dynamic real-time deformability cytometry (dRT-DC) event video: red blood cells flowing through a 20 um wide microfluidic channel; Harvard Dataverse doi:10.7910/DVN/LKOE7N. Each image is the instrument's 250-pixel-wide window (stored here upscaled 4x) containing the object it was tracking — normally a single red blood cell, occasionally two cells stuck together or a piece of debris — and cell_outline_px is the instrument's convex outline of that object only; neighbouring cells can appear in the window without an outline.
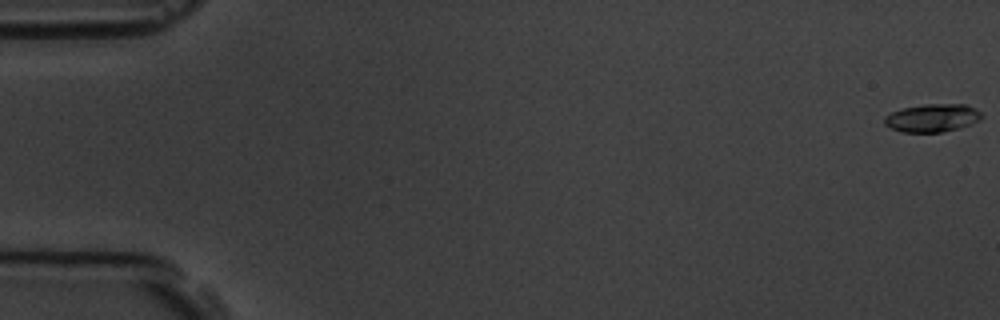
{"species": "common noctule bat (a hibernating species)", "species_latin": "Nyctalus noctula", "temperature_condition": "room temperature", "stored_images_in_passage": 5, "camera_frame_rate_fps": 3000, "um_per_image_px": 0.085, "animal": {"sex": "male", "body_mass_g": 19.5, "forearm_length_mm": 54.6}, "frame": {"image": 1, "passage_image": 1, "time_ms": 0.0, "image_size_px": [1000, 320], "cell_outline_px": [[984, 116], [980, 120], [956, 128], [940, 132], [900, 132], [884, 124], [884, 116], [900, 108], [924, 104], [964, 104], [980, 112]], "centroid_in_image_um": [79.19, 10.01], "position_along_channel_um": 5.8, "area_um2": 15.72}}
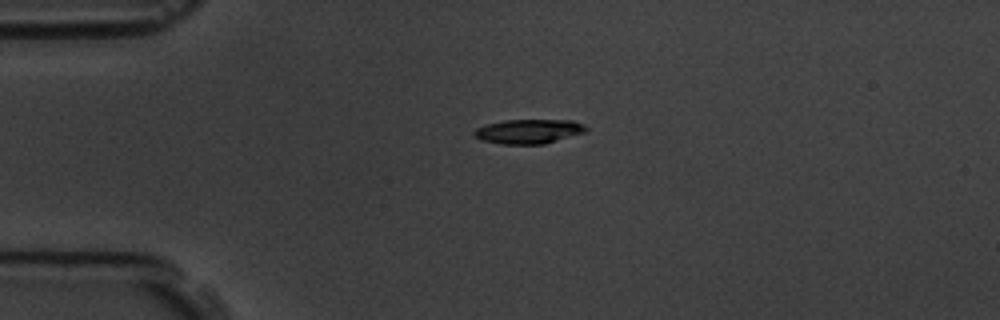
{"frame": {"image": 2, "passage_image": 4, "time_ms": 4.333, "image_size_px": [1000, 320], "cell_outline_px": [[588, 128], [584, 132], [544, 144], [500, 144], [484, 140], [476, 136], [472, 132], [476, 128], [488, 124], [504, 120], [572, 120], [584, 124]], "centroid_in_image_um": [44.95, 11.16], "position_along_channel_um": 40.0, "area_um2": 15.72}}